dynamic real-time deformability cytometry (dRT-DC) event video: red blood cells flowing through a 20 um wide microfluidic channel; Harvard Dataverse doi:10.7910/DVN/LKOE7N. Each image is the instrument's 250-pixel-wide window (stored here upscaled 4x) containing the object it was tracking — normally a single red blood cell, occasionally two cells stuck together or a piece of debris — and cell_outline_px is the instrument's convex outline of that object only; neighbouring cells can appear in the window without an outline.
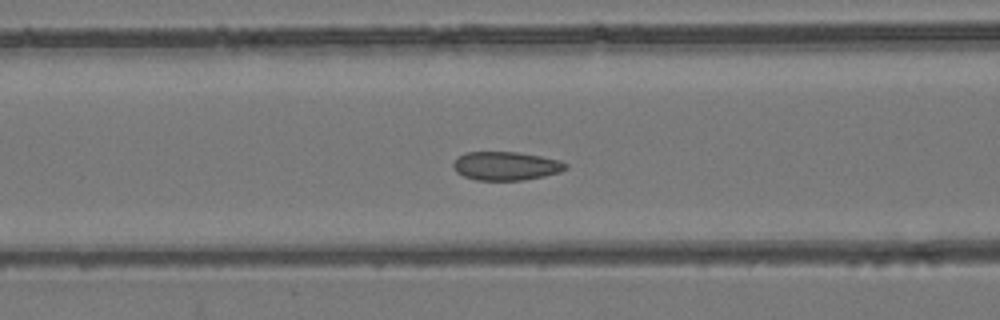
{"species": "common noctule bat (a hibernating species)", "species_latin": "Nyctalus noctula", "temperature_condition": "room temperature", "stored_images_in_passage": 55, "camera_frame_rate_fps": 3000, "um_per_image_px": 0.085, "animal": {"sex": "female", "body_mass_g": 24.6, "forearm_length_mm": 56.2}, "frame": {"image": 1, "passage_image": 23, "time_ms": 7.333, "image_size_px": [1000, 320], "cell_outline_px": [[568, 168], [560, 172], [544, 176], [524, 180], [476, 180], [464, 176], [456, 172], [452, 164], [464, 152], [520, 152], [560, 160], [568, 164]], "centroid_in_image_um": [43.03, 14.1], "position_along_channel_um": 123.6, "area_um2": 18.79}}
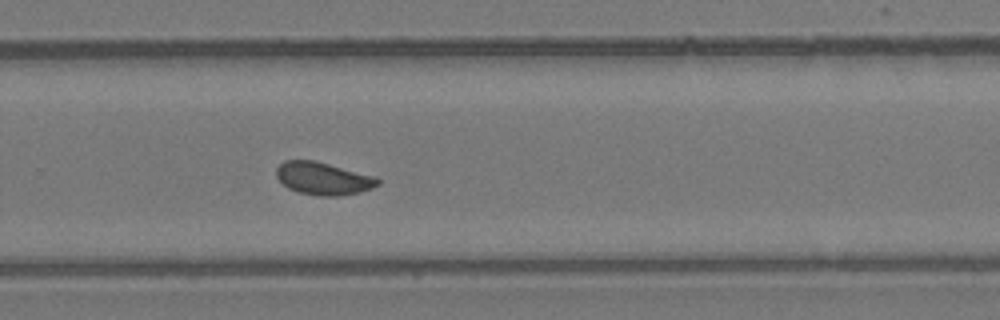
{"frame": {"image": 2, "passage_image": 37, "time_ms": 12.0, "image_size_px": [1000, 320], "cell_outline_px": [[380, 184], [372, 188], [360, 192], [336, 196], [320, 196], [296, 192], [288, 188], [276, 176], [276, 168], [284, 160], [316, 160], [376, 176], [380, 180]], "centroid_in_image_um": [27.49, 15.16], "position_along_channel_um": 302.3, "area_um2": 19.48}}
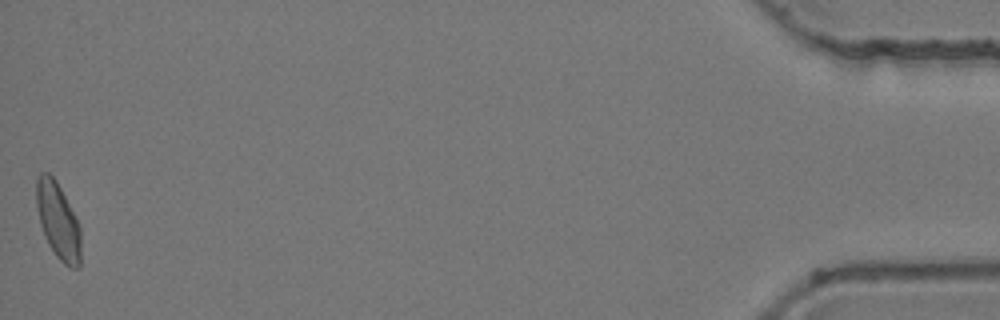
{"frame": {"image": 3, "passage_image": 55, "time_ms": 18.0, "image_size_px": [1000, 320], "cell_outline_px": [[80, 268], [72, 268], [64, 264], [56, 256], [48, 244], [40, 224], [36, 204], [36, 176], [40, 172], [48, 172], [56, 180], [76, 216], [80, 228]], "centroid_in_image_um": [4.93, 18.75], "position_along_channel_um": 430.3, "area_um2": 19.88}, "authors_computed_cell_mechanics": {"area_um2": 19.363, "velocity_mm_per_s": 3.8376, "shape_relaxation_time_tau1_ms": null, "shape_relaxation_time_tau2_ms": 0.9476, "deformation_change_tau1": null, "deformation_change_tau2": 0.0403}}